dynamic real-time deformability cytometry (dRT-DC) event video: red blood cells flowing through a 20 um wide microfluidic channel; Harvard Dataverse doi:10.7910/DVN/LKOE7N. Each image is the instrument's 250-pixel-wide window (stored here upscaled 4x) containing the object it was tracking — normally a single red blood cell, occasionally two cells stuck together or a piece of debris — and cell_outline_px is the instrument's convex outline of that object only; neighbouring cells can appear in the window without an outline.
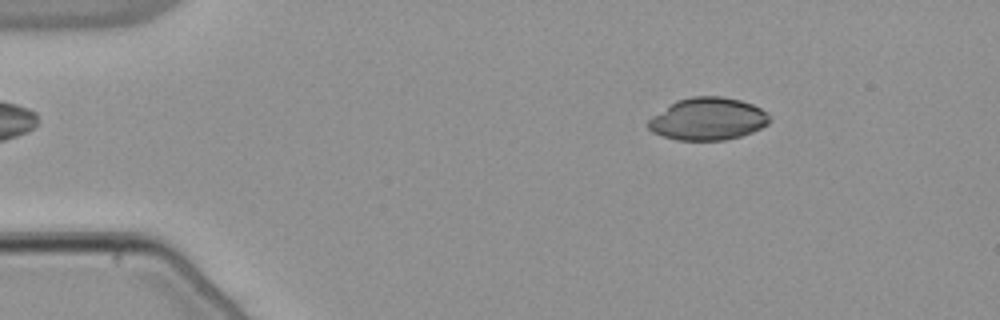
{"species": "common noctule bat (a hibernating species)", "species_latin": "Nyctalus noctula", "temperature_condition": "warm", "stored_images_in_passage": 54, "camera_frame_rate_fps": 3000, "um_per_image_px": 0.085, "animal": {"sex": "male", "body_mass_g": 21.5, "forearm_length_mm": 52.0}, "frame": {"image": 1, "passage_image": 9, "time_ms": 2.667, "image_size_px": [1000, 320], "cell_outline_px": [[772, 120], [768, 124], [752, 132], [740, 136], [724, 140], [676, 140], [652, 132], [648, 128], [648, 120], [652, 116], [676, 100], [692, 96], [720, 96], [740, 100], [752, 104], [768, 112], [772, 116]], "centroid_in_image_um": [60.19, 10.1], "position_along_channel_um": 24.8, "area_um2": 30.11}}
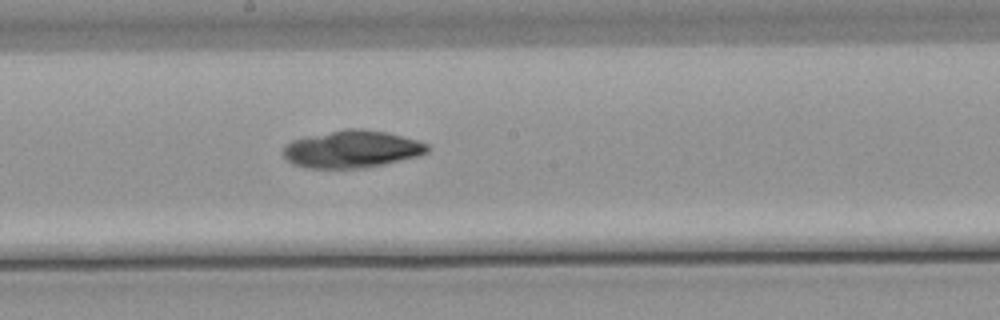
{"frame": {"image": 2, "passage_image": 30, "time_ms": 9.667, "image_size_px": [1000, 320], "cell_outline_px": [[428, 152], [420, 156], [384, 164], [364, 168], [308, 168], [292, 164], [284, 156], [284, 148], [292, 140], [308, 136], [344, 128], [360, 128], [384, 132], [416, 140], [428, 144]], "centroid_in_image_um": [29.92, 12.68], "position_along_channel_um": 218.3, "area_um2": 31.21}}
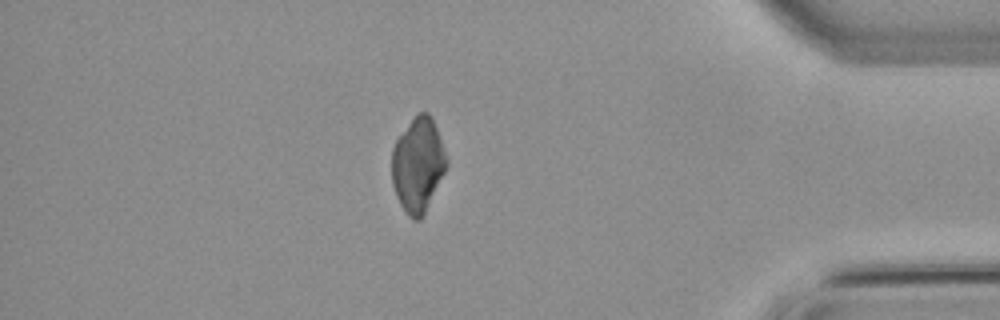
{"frame": {"image": 3, "passage_image": 47, "time_ms": 15.333, "image_size_px": [1000, 320], "cell_outline_px": [[448, 164], [424, 216], [420, 220], [412, 220], [408, 216], [400, 204], [396, 196], [392, 184], [392, 148], [396, 140], [408, 124], [420, 112], [428, 112], [432, 116], [448, 160]], "centroid_in_image_um": [35.52, 14.05], "position_along_channel_um": 399.7, "area_um2": 30.11}}